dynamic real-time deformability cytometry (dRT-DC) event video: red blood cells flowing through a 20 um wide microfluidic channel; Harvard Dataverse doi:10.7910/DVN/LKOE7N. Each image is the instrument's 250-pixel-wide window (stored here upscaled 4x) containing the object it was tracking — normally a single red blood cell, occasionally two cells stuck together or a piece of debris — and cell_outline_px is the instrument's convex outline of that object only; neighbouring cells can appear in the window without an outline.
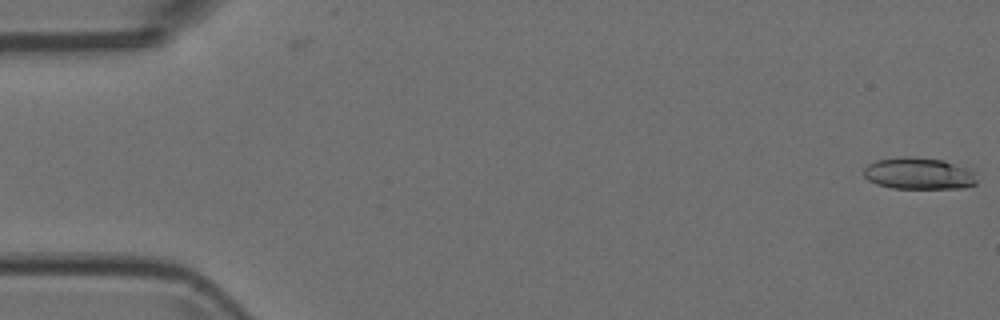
{"species": "Egyptian fruit bat (a non-hibernating species)", "species_latin": "Rousettus aegyptiacus", "temperature_condition": "room temperature", "stored_images_in_passage": 5, "camera_frame_rate_fps": 3000, "um_per_image_px": 0.085, "animal": {"sex": "female"}, "frame": {"image": 1, "passage_image": 1, "time_ms": 0.0, "image_size_px": [1000, 320], "cell_outline_px": [[976, 184], [964, 188], [892, 188], [876, 184], [868, 180], [864, 176], [864, 168], [868, 164], [876, 160], [896, 156], [912, 156], [944, 160], [964, 168], [972, 172], [976, 180]], "centroid_in_image_um": [78.03, 14.74], "position_along_channel_um": 7.0, "area_um2": 20.92}}
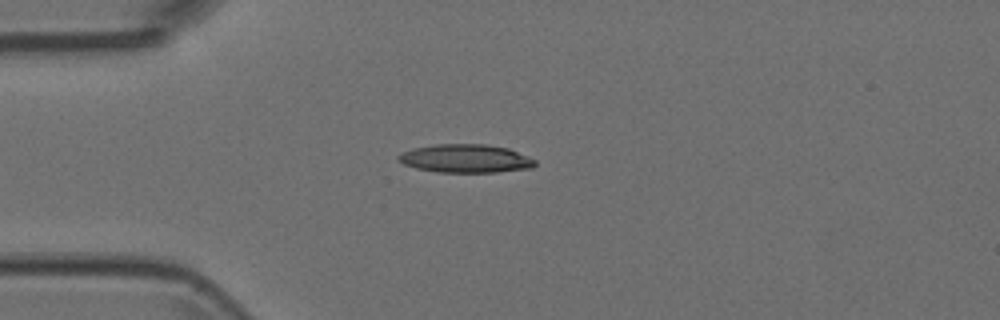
{"frame": {"image": 2, "passage_image": 5, "time_ms": 1.333, "image_size_px": [1000, 320], "cell_outline_px": [[536, 164], [532, 168], [496, 172], [440, 172], [416, 168], [404, 164], [396, 160], [396, 156], [412, 148], [436, 144], [484, 144], [508, 148], [536, 160]], "centroid_in_image_um": [39.56, 13.47], "position_along_channel_um": 45.4, "area_um2": 22.54}}